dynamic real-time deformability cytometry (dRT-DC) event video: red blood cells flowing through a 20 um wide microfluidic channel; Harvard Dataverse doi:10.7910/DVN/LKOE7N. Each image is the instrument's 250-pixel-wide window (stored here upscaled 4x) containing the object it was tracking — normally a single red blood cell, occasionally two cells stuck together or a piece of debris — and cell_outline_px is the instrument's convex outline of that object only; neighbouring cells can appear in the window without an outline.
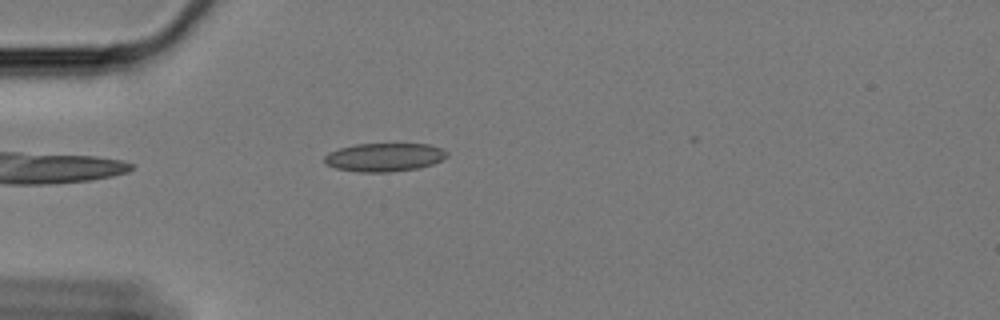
{"species": "Egyptian fruit bat (a non-hibernating species)", "species_latin": "Rousettus aegyptiacus", "temperature_condition": "cold", "stored_images_in_passage": 39, "camera_frame_rate_fps": 3000, "um_per_image_px": 0.085, "animal": {"sex": "female"}, "frame": {"image": 1, "passage_image": 1, "time_ms": 0.0, "image_size_px": [1000, 320], "cell_outline_px": [[448, 156], [432, 164], [420, 168], [388, 172], [360, 172], [336, 168], [328, 164], [324, 160], [324, 156], [328, 152], [340, 148], [356, 144], [428, 144], [440, 148], [448, 152]], "centroid_in_image_um": [32.68, 13.36], "position_along_channel_um": 52.3, "area_um2": 20.17}}
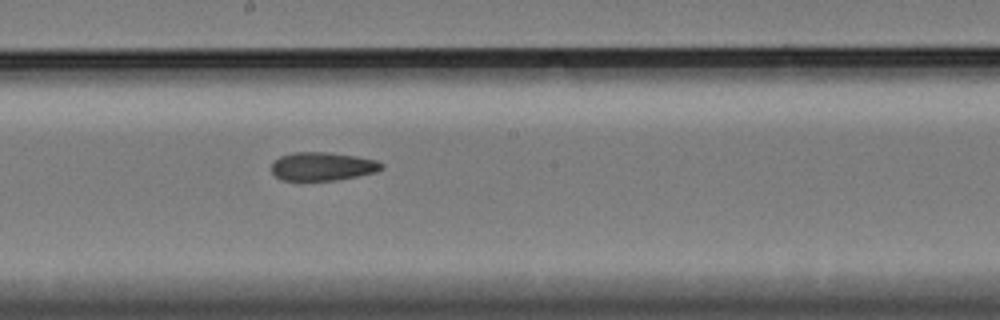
{"frame": {"image": 2, "passage_image": 17, "time_ms": 5.333, "image_size_px": [1000, 320], "cell_outline_px": [[384, 168], [376, 172], [336, 180], [280, 180], [272, 172], [272, 164], [280, 156], [292, 152], [328, 152], [356, 156], [376, 160], [384, 164]], "centroid_in_image_um": [27.42, 14.14], "position_along_channel_um": 220.8, "area_um2": 18.21}}
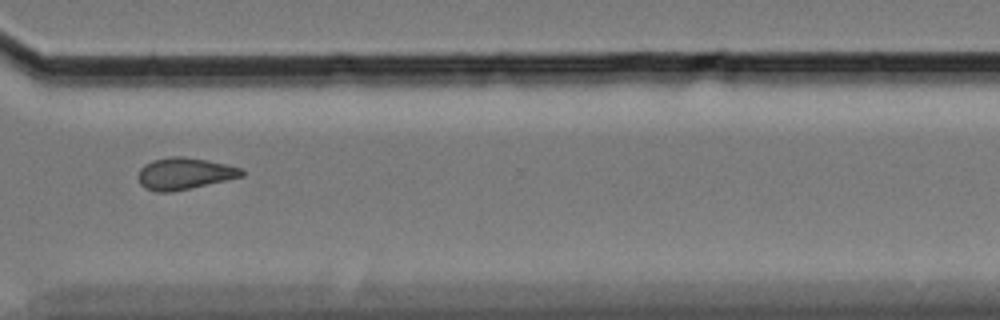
{"frame": {"image": 3, "passage_image": 29, "time_ms": 9.333, "image_size_px": [1000, 320], "cell_outline_px": [[244, 176], [172, 192], [156, 192], [144, 188], [140, 184], [136, 176], [140, 168], [144, 164], [152, 160], [168, 156], [184, 156], [208, 160], [240, 168], [244, 172]], "centroid_in_image_um": [15.61, 14.75], "position_along_channel_um": 355.0, "area_um2": 19.31}, "authors_computed_cell_mechanics": {"area_um2": 18.9006, "velocity_mm_per_s": 3.3548, "shape_relaxation_time_tau1_ms": null, "shape_relaxation_time_tau2_ms": 5.992, "deformation_change_tau1": null, "deformation_change_tau2": 0.1247}}